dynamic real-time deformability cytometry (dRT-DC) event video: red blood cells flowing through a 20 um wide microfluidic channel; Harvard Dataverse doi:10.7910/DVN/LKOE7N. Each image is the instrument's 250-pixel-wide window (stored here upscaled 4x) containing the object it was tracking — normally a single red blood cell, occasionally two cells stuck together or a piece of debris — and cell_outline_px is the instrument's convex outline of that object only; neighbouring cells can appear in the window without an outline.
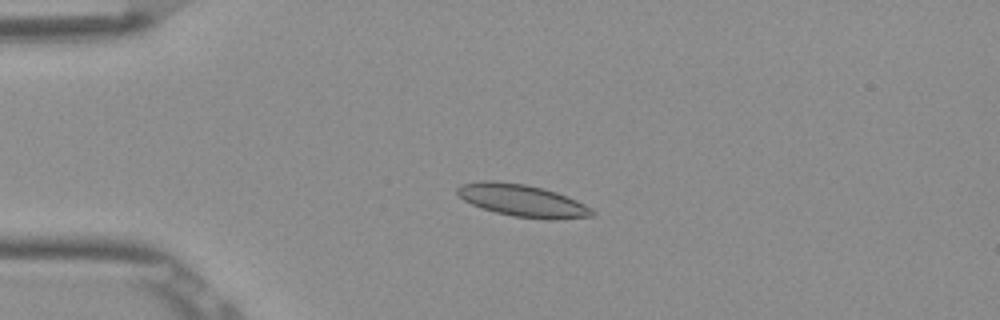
{"species": "Egyptian fruit bat (a non-hibernating species)", "species_latin": "Rousettus aegyptiacus", "temperature_condition": "room temperature", "stored_images_in_passage": 4, "camera_frame_rate_fps": 3000, "um_per_image_px": 0.085, "frame": {"image": 1, "passage_image": 3, "time_ms": 0.667, "image_size_px": [1000, 320], "cell_outline_px": [[596, 216], [552, 220], [548, 220], [516, 216], [496, 212], [480, 208], [464, 200], [456, 192], [456, 188], [460, 184], [484, 180], [492, 180], [524, 184], [544, 188], [556, 192], [576, 200], [592, 208], [596, 212]], "centroid_in_image_um": [44.42, 17.05], "position_along_channel_um": 40.6, "area_um2": 25.43}}